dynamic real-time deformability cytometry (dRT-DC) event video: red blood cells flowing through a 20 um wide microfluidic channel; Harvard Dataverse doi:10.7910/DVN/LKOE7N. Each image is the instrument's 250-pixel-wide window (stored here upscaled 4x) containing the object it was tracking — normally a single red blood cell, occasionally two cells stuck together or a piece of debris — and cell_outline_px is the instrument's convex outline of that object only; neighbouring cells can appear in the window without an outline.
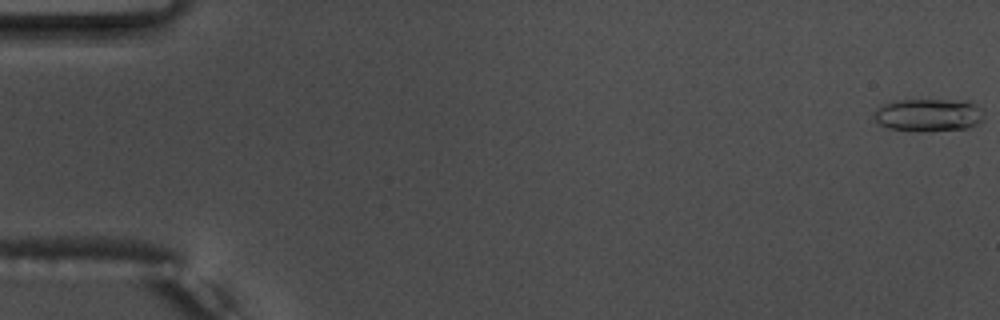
{"species": "common noctule bat (a hibernating species)", "species_latin": "Nyctalus noctula", "temperature_condition": "warm", "stored_images_in_passage": 55, "camera_frame_rate_fps": 3000, "um_per_image_px": 0.085, "animal": {"sex": "male", "body_mass_g": 17.5, "forearm_length_mm": 52.3}, "frame": {"image": 1, "passage_image": 1, "time_ms": 0.0, "image_size_px": [1000, 320], "cell_outline_px": [[984, 120], [968, 128], [920, 132], [916, 132], [888, 128], [880, 124], [872, 116], [876, 108], [880, 104], [896, 100], [972, 100], [984, 108]], "centroid_in_image_um": [78.96, 9.76], "position_along_channel_um": 6.0, "area_um2": 21.73}}
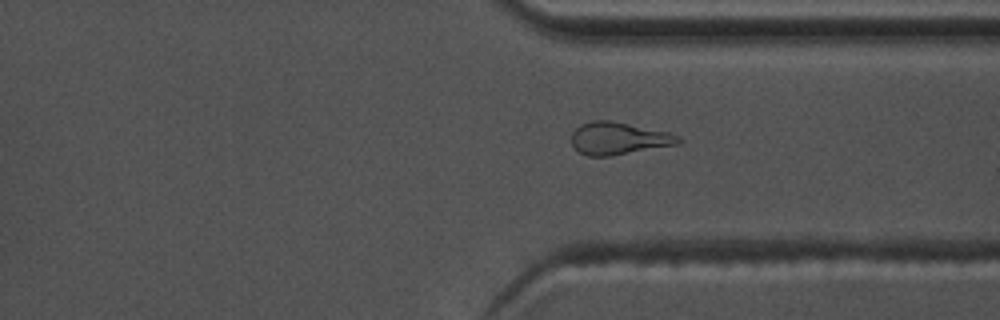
{"frame": {"image": 2, "passage_image": 42, "time_ms": 13.667, "image_size_px": [1000, 320], "cell_outline_px": [[680, 140], [676, 144], [612, 156], [588, 156], [580, 152], [572, 144], [572, 132], [580, 124], [592, 120], [612, 120], [668, 132], [680, 136]], "centroid_in_image_um": [52.55, 11.75], "position_along_channel_um": 358.9, "area_um2": 20.06}}
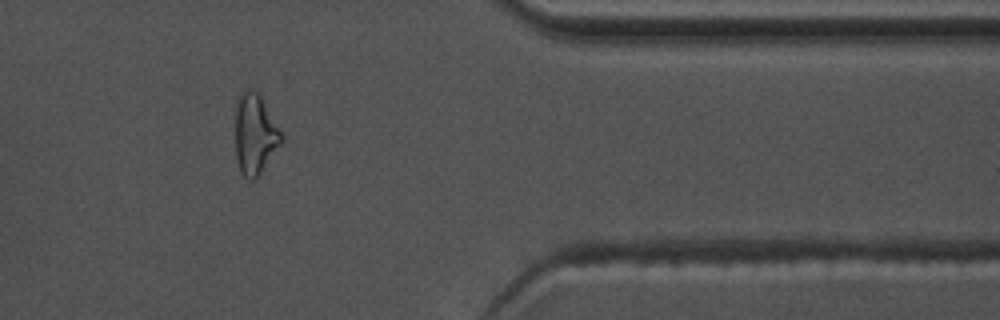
{"frame": {"image": 3, "passage_image": 46, "time_ms": 15.0, "image_size_px": [1000, 320], "cell_outline_px": [[284, 140], [260, 172], [252, 180], [248, 180], [240, 172], [236, 156], [236, 100], [244, 88], [256, 92], [260, 96], [284, 136]], "centroid_in_image_um": [21.66, 11.4], "position_along_channel_um": 389.7, "area_um2": 21.27}, "authors_computed_cell_mechanics": {"area_um2": 19.5364, "velocity_mm_per_s": 3.7771, "shape_relaxation_time_tau1_ms": null, "shape_relaxation_time_tau2_ms": 2.7253, "deformation_change_tau1": null, "deformation_change_tau2": 0.1266}}